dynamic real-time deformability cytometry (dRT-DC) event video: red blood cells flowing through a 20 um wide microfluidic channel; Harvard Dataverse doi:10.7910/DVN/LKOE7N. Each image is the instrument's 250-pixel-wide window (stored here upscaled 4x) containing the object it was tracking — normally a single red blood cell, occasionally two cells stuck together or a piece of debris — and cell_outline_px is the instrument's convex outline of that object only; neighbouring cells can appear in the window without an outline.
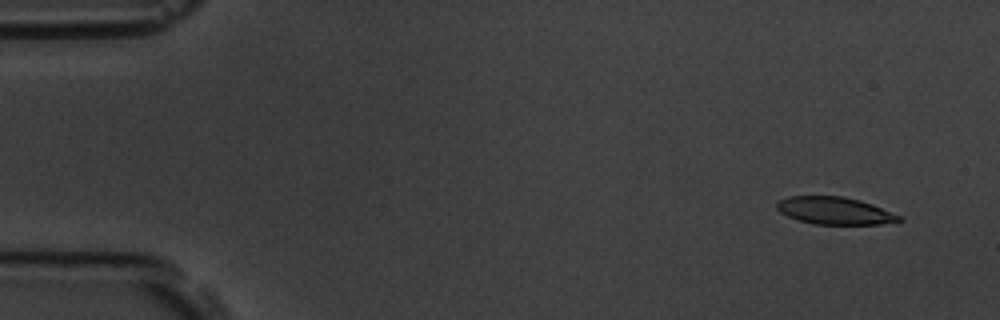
{"species": "common noctule bat (a hibernating species)", "species_latin": "Nyctalus noctula", "temperature_condition": "room temperature", "stored_images_in_passage": 6, "camera_frame_rate_fps": 3000, "um_per_image_px": 0.085, "animal": {"sex": "male", "body_mass_g": 19.5, "forearm_length_mm": 54.6}, "frame": {"image": 1, "passage_image": 1, "time_ms": 0.0, "image_size_px": [1000, 320], "cell_outline_px": [[904, 220], [880, 224], [812, 224], [796, 220], [780, 212], [776, 208], [776, 204], [780, 200], [788, 196], [844, 196], [860, 200], [872, 204], [900, 216]], "centroid_in_image_um": [70.91, 17.91], "position_along_channel_um": 14.1, "area_um2": 19.48}}
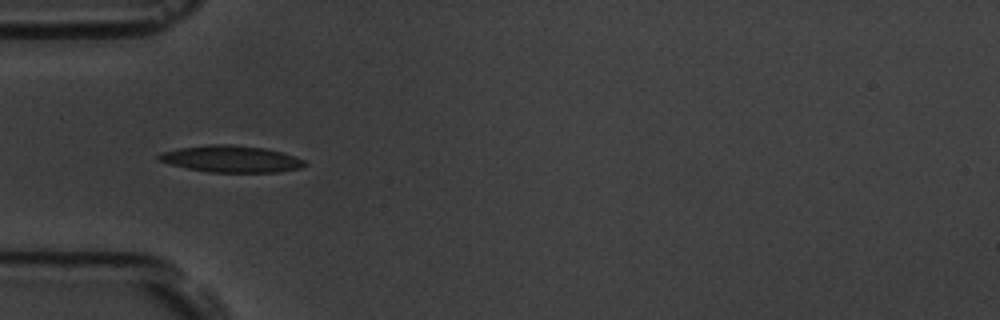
{"frame": {"image": 2, "passage_image": 5, "time_ms": 1.333, "image_size_px": [1000, 320], "cell_outline_px": [[308, 164], [300, 168], [280, 172], [208, 172], [188, 168], [156, 160], [156, 156], [160, 152], [180, 148], [208, 144], [232, 144], [264, 148], [284, 152], [304, 160]], "centroid_in_image_um": [19.65, 13.5], "position_along_channel_um": 65.3, "area_um2": 22.83}}
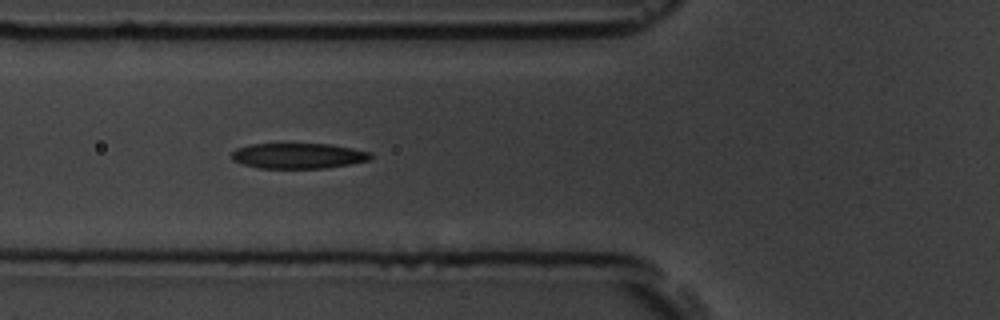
{"frame": {"image": 3, "passage_image": 6, "time_ms": 1.667, "image_size_px": [1000, 320], "cell_outline_px": [[372, 160], [352, 164], [324, 168], [260, 168], [244, 164], [232, 160], [232, 152], [236, 148], [252, 144], [332, 144], [372, 152]], "centroid_in_image_um": [25.41, 13.24], "position_along_channel_um": 100.4, "area_um2": 20.69}}